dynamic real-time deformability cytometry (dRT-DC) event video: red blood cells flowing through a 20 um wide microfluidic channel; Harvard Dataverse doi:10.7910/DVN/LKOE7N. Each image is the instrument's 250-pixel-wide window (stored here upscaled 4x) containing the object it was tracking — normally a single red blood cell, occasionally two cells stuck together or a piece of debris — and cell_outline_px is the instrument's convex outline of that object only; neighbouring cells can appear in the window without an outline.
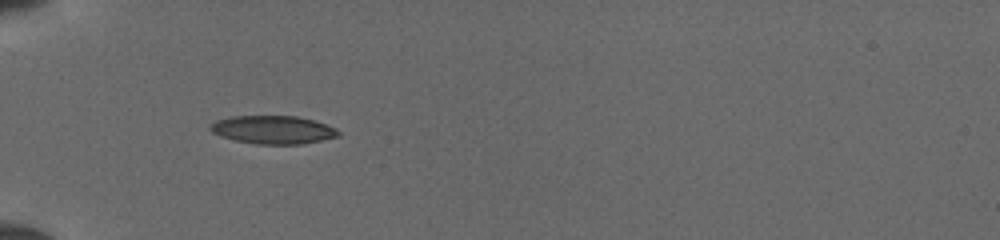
{"species": "common noctule bat (a hibernating species)", "species_latin": "Nyctalus noctula", "temperature_condition": "cold", "stored_images_in_passage": 34, "camera_frame_rate_fps": 3000, "um_per_image_px": 0.085, "animal": {"sex": "female", "body_mass_g": 19.5, "forearm_length_mm": 54.1}, "frame": {"image": 1, "passage_image": 1, "time_ms": 0.0, "image_size_px": [1000, 240], "cell_outline_px": [[340, 136], [300, 144], [256, 144], [236, 140], [220, 136], [212, 132], [208, 128], [216, 120], [232, 116], [296, 116], [312, 120], [336, 128], [340, 132]], "centroid_in_image_um": [23.19, 11.03], "position_along_channel_um": 61.8, "area_um2": 20.87}}
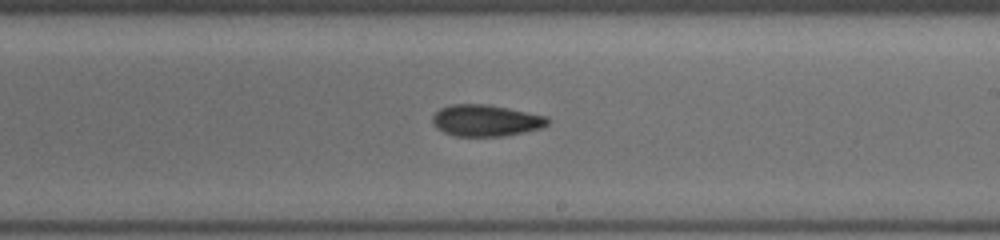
{"frame": {"image": 2, "passage_image": 15, "time_ms": 4.667, "image_size_px": [1000, 240], "cell_outline_px": [[552, 120], [548, 124], [540, 128], [524, 132], [504, 136], [456, 136], [444, 132], [436, 128], [432, 124], [432, 116], [440, 108], [448, 104], [488, 104], [548, 116]], "centroid_in_image_um": [41.3, 10.23], "position_along_channel_um": 247.7, "area_um2": 21.39}}
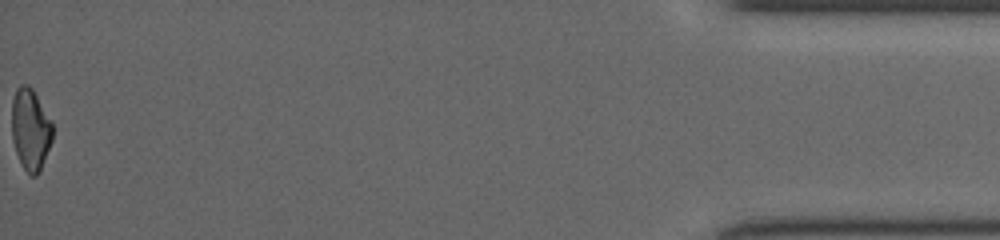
{"frame": {"image": 3, "passage_image": 34, "time_ms": 11.0, "image_size_px": [1000, 240], "cell_outline_px": [[52, 140], [40, 172], [36, 176], [32, 176], [24, 168], [16, 152], [12, 140], [12, 100], [16, 88], [20, 84], [28, 84], [32, 88], [52, 124]], "centroid_in_image_um": [2.57, 11.0], "position_along_channel_um": 432.6, "area_um2": 19.19}}